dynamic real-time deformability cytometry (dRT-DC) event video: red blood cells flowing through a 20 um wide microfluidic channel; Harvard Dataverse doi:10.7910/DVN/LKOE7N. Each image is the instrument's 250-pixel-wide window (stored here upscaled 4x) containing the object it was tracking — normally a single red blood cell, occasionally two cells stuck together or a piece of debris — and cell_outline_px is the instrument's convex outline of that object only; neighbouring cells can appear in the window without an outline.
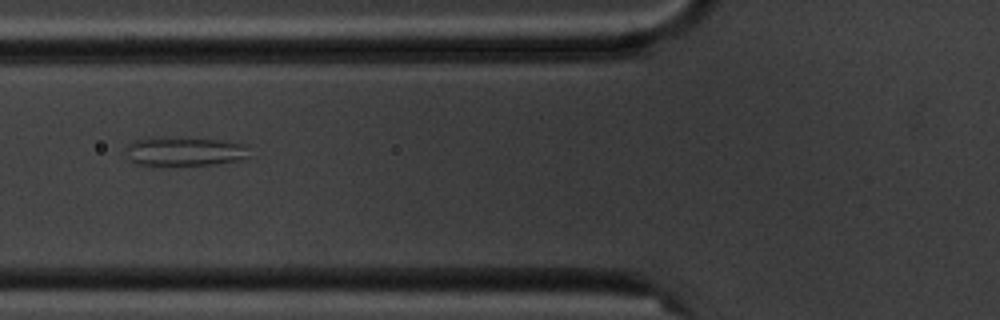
{"species": "common noctule bat (a hibernating species)", "species_latin": "Nyctalus noctula", "temperature_condition": "cold", "stored_images_in_passage": 9, "camera_frame_rate_fps": 3000, "um_per_image_px": 0.085, "animal": {"sex": "male", "body_mass_g": 20.1, "forearm_length_mm": 53.5}, "frame": {"image": 1, "passage_image": 4, "time_ms": 3.667, "image_size_px": [1000, 320], "cell_outline_px": [[248, 156], [236, 160], [216, 164], [152, 168], [132, 164], [124, 152], [128, 144], [136, 140], [148, 136], [152, 136], [224, 140], [248, 144]], "centroid_in_image_um": [15.56, 12.9], "position_along_channel_um": 110.2, "area_um2": 22.2}}
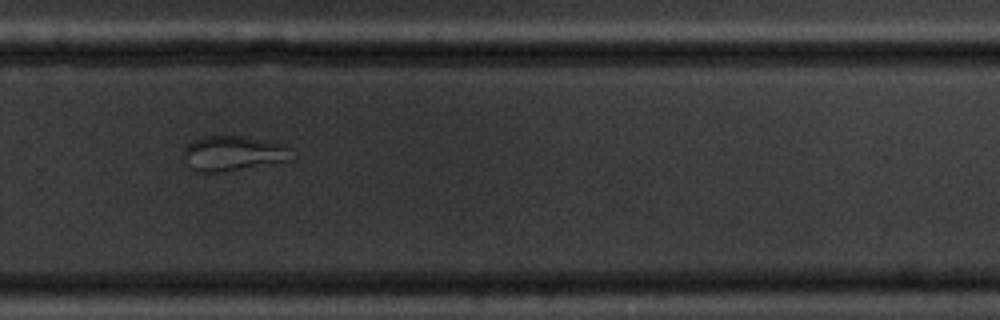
{"frame": {"image": 2, "passage_image": 9, "time_ms": 9.333, "image_size_px": [1000, 320], "cell_outline_px": [[296, 156], [292, 160], [220, 172], [196, 172], [188, 168], [184, 164], [180, 156], [180, 152], [192, 140], [204, 136], [240, 136], [288, 144], [292, 148]], "centroid_in_image_um": [19.79, 13.04], "position_along_channel_um": 310.0, "area_um2": 22.83}}